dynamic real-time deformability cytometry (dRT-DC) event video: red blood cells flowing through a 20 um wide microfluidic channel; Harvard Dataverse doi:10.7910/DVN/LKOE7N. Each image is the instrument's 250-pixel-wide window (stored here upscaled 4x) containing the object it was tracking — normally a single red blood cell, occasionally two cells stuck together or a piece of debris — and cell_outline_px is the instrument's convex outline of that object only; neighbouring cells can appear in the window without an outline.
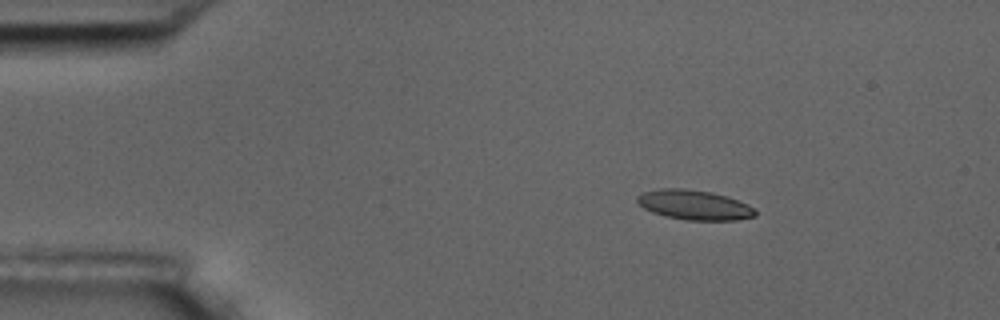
{"species": "common noctule bat (a hibernating species)", "species_latin": "Nyctalus noctula", "temperature_condition": "room temperature", "stored_images_in_passage": 4, "camera_frame_rate_fps": 3000, "um_per_image_px": 0.085, "animal": {"sex": "male", "body_mass_g": 17.5, "forearm_length_mm": 52.3}, "frame": {"image": 1, "passage_image": 2, "time_ms": 1.0, "image_size_px": [1000, 320], "cell_outline_px": [[756, 216], [736, 220], [688, 220], [664, 216], [652, 212], [644, 208], [636, 200], [636, 196], [644, 192], [660, 188], [684, 188], [712, 192], [728, 196], [748, 204], [756, 212]], "centroid_in_image_um": [59.01, 17.41], "position_along_channel_um": 26.0, "area_um2": 20.52}}
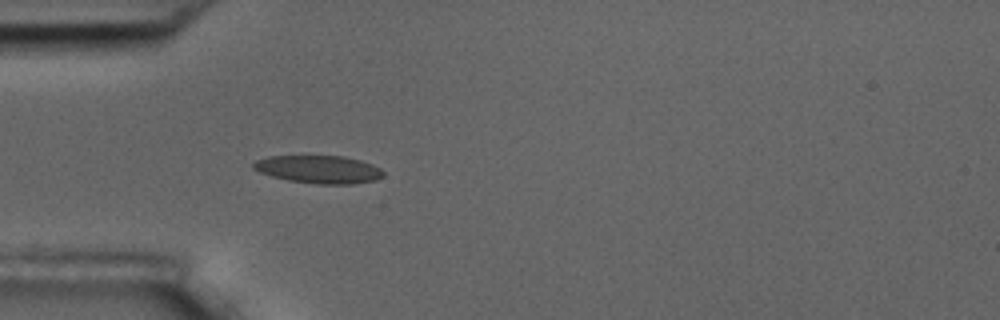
{"frame": {"image": 2, "passage_image": 4, "time_ms": 3.667, "image_size_px": [1000, 320], "cell_outline_px": [[384, 176], [376, 180], [352, 184], [316, 184], [288, 180], [272, 176], [260, 172], [252, 168], [252, 164], [256, 160], [268, 156], [344, 156], [360, 160], [372, 164], [380, 168], [384, 172]], "centroid_in_image_um": [27.11, 14.4], "position_along_channel_um": 57.9, "area_um2": 21.15}}